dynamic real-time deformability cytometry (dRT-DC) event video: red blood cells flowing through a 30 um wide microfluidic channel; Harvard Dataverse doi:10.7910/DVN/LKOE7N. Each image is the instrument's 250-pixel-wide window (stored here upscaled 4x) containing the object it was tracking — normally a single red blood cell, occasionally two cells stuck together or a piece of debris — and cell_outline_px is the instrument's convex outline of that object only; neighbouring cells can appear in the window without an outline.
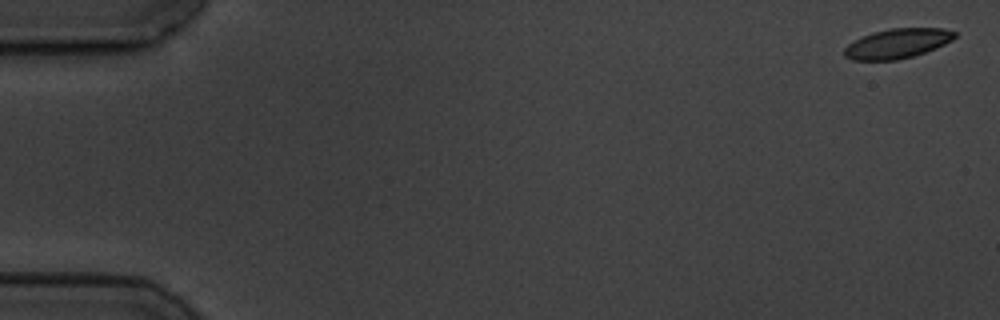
{"species": "common noctule bat (a hibernating species)", "species_latin": "Nyctalus noctula", "temperature_condition": "cold", "stored_images_in_passage": 8, "segment_of_instrument_passage": [1, 2], "camera_frame_rate_fps": 3000, "um_per_image_px": 0.085, "animal": {"sex": "male", "body_mass_g": 19.5, "forearm_length_mm": 54.6}, "frame": {"image": 1, "passage_image": 1, "time_ms": 0.0, "image_size_px": [1000, 320], "cell_outline_px": [[956, 36], [952, 40], [936, 48], [912, 56], [896, 60], [852, 60], [844, 56], [844, 48], [848, 44], [872, 32], [892, 28], [944, 28], [956, 32]], "centroid_in_image_um": [76.28, 3.69], "position_along_channel_um": 8.7, "area_um2": 18.96}}
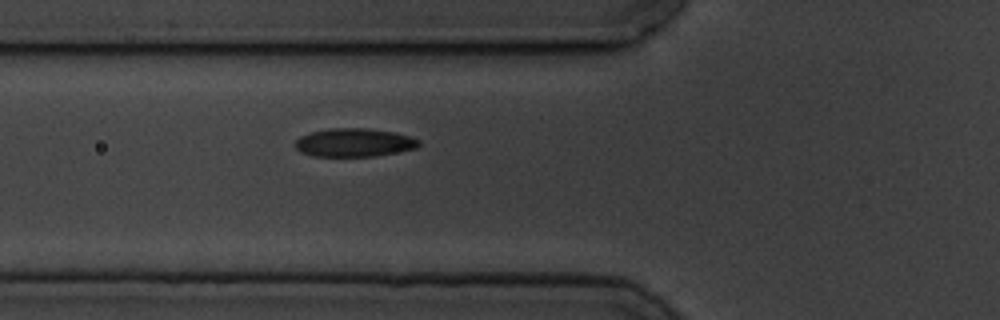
{"frame": {"image": 2, "passage_image": 7, "time_ms": 6.667, "image_size_px": [1000, 320], "cell_outline_px": [[420, 144], [416, 148], [396, 152], [372, 156], [312, 156], [300, 152], [296, 148], [296, 140], [300, 136], [308, 132], [328, 128], [368, 128], [396, 132], [420, 140]], "centroid_in_image_um": [30.08, 12.1], "position_along_channel_um": 95.7, "area_um2": 20.52}}